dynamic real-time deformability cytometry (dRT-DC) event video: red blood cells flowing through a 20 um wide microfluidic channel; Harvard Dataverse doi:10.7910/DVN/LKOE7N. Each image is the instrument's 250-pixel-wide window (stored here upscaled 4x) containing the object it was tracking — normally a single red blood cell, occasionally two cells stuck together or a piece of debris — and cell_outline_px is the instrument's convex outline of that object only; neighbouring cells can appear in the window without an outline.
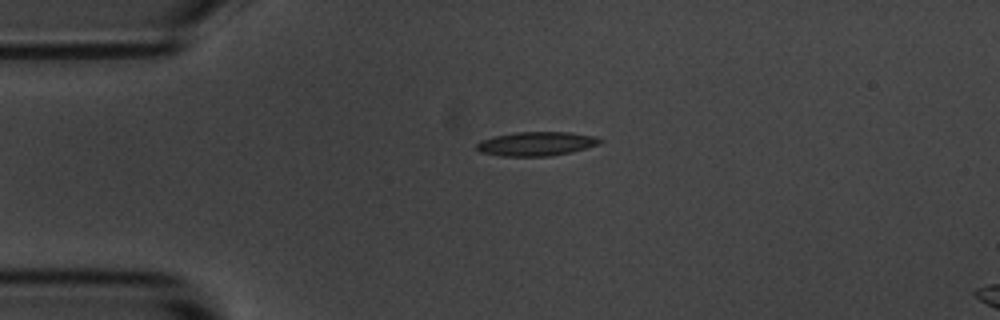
{"species": "common noctule bat (a hibernating species)", "species_latin": "Nyctalus noctula", "temperature_condition": "room temperature", "stored_images_in_passage": 6, "camera_frame_rate_fps": 3000, "um_per_image_px": 0.085, "animal": {"sex": "male", "body_mass_g": 20.1, "forearm_length_mm": 53.5}, "frame": {"image": 1, "passage_image": 1, "time_ms": 0.0, "image_size_px": [1000, 320], "cell_outline_px": [[604, 140], [600, 144], [572, 152], [548, 156], [500, 156], [480, 152], [476, 148], [476, 144], [480, 140], [492, 136], [512, 132], [572, 132], [596, 136]], "centroid_in_image_um": [45.59, 12.21], "position_along_channel_um": 39.4, "area_um2": 17.57}}
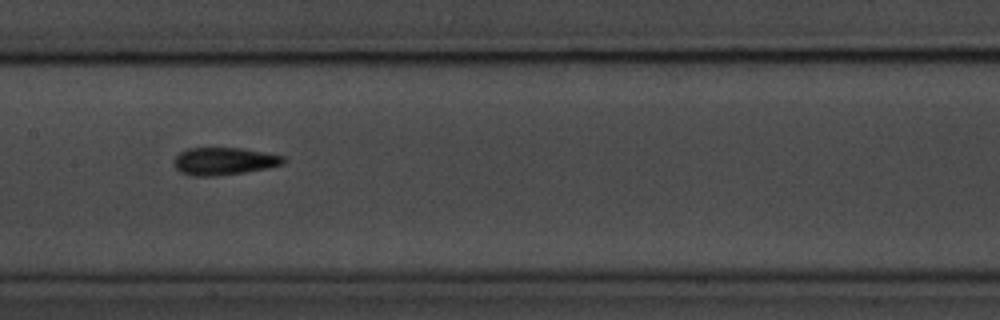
{"frame": {"image": 2, "passage_image": 5, "time_ms": 4.667, "image_size_px": [1000, 320], "cell_outline_px": [[288, 160], [284, 164], [268, 168], [244, 172], [216, 176], [192, 176], [180, 172], [172, 164], [172, 160], [180, 152], [188, 148], [240, 148], [284, 156]], "centroid_in_image_um": [19.03, 13.71], "position_along_channel_um": 188.4, "area_um2": 17.69}}
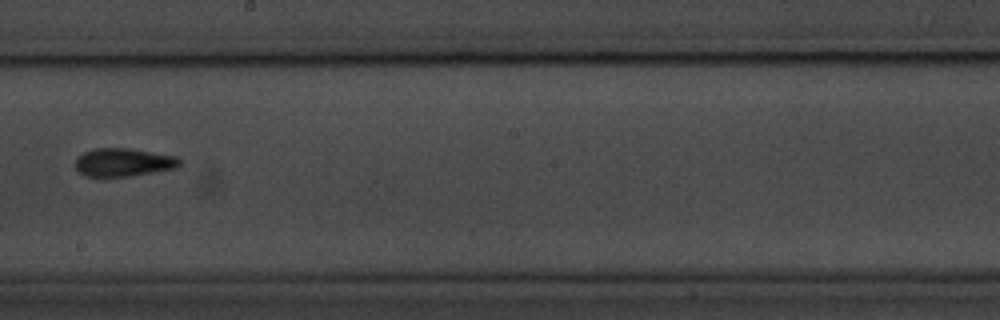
{"frame": {"image": 3, "passage_image": 6, "time_ms": 6.0, "image_size_px": [1000, 320], "cell_outline_px": [[184, 160], [180, 168], [132, 176], [84, 176], [76, 168], [76, 160], [84, 152], [96, 148], [128, 148], [176, 156]], "centroid_in_image_um": [10.59, 13.8], "position_along_channel_um": 237.6, "area_um2": 17.28}}